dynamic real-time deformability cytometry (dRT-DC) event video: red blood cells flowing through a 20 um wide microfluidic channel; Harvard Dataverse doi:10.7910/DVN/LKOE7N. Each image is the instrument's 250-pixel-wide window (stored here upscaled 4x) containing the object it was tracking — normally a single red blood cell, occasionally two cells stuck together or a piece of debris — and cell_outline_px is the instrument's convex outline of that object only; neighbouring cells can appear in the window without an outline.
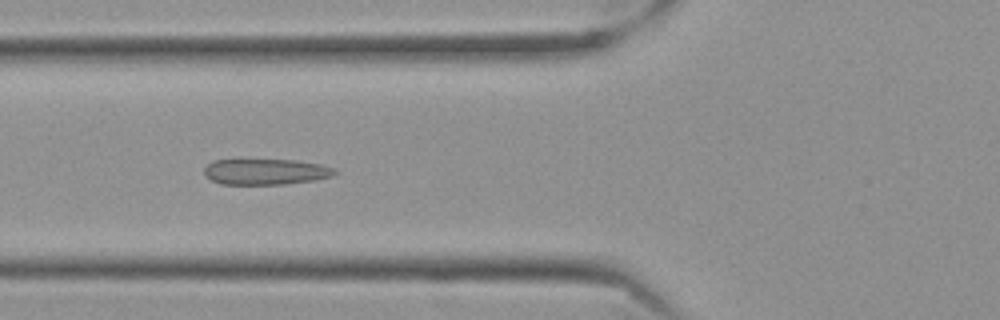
{"species": "Egyptian fruit bat (a non-hibernating species)", "species_latin": "Rousettus aegyptiacus", "temperature_condition": "cold", "stored_images_in_passage": 50, "camera_frame_rate_fps": 3000, "um_per_image_px": 0.085, "frame": {"image": 1, "passage_image": 14, "time_ms": 4.333, "image_size_px": [1000, 320], "cell_outline_px": [[340, 172], [332, 176], [316, 180], [284, 184], [220, 184], [204, 176], [204, 168], [212, 160], [296, 160], [320, 164], [332, 168]], "centroid_in_image_um": [22.58, 14.6], "position_along_channel_um": 103.2, "area_um2": 19.71}}
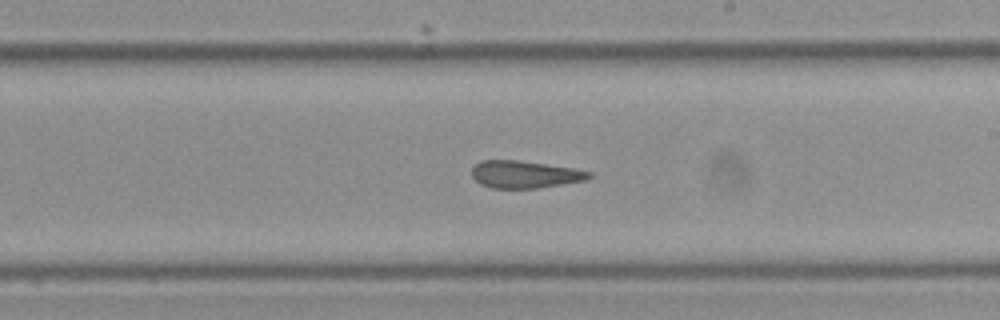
{"frame": {"image": 2, "passage_image": 26, "time_ms": 8.333, "image_size_px": [1000, 320], "cell_outline_px": [[592, 176], [584, 180], [536, 188], [492, 188], [480, 184], [472, 176], [472, 168], [480, 160], [516, 160], [572, 168], [592, 172]], "centroid_in_image_um": [44.56, 14.82], "position_along_channel_um": 244.4, "area_um2": 18.38}}
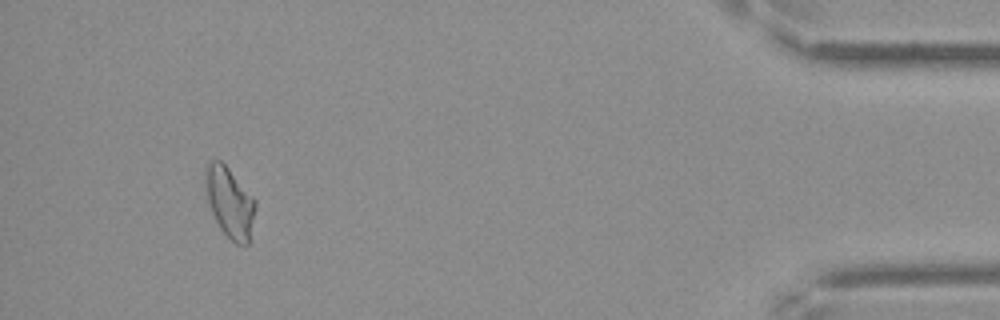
{"frame": {"image": 3, "passage_image": 46, "time_ms": 15.0, "image_size_px": [1000, 320], "cell_outline_px": [[256, 208], [248, 244], [236, 244], [220, 228], [212, 212], [208, 200], [204, 176], [204, 168], [212, 160], [220, 160], [228, 168], [256, 200]], "centroid_in_image_um": [19.53, 17.18], "position_along_channel_um": 415.7, "area_um2": 20.17}, "authors_computed_cell_mechanics": {"area_um2": 19.6809, "velocity_mm_per_s": 3.5154, "shape_relaxation_time_tau1_ms": null, "shape_relaxation_time_tau2_ms": 4.7331, "deformation_change_tau1": null, "deformation_change_tau2": 0.1069}}